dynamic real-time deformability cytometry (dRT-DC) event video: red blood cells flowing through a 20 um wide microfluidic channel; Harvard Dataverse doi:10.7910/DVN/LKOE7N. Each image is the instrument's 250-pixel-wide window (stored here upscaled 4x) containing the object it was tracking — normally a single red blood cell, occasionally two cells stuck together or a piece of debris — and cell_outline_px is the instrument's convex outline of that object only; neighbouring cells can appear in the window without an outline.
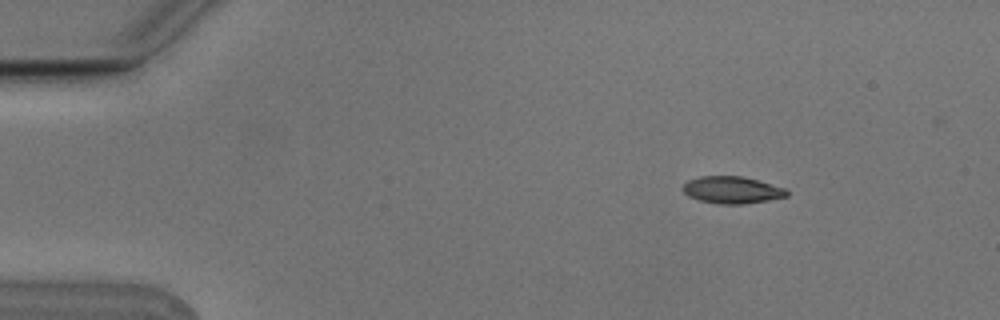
{"species": "Egyptian fruit bat (a non-hibernating species)", "species_latin": "Rousettus aegyptiacus", "temperature_condition": "cold", "stored_images_in_passage": 5, "camera_frame_rate_fps": 3000, "um_per_image_px": 0.085, "animal": {"sex": "male"}, "frame": {"image": 1, "passage_image": 2, "time_ms": 0.333, "image_size_px": [1000, 320], "cell_outline_px": [[788, 196], [768, 200], [744, 204], [720, 204], [700, 200], [688, 196], [680, 188], [688, 180], [700, 176], [740, 176], [788, 188]], "centroid_in_image_um": [62.22, 16.14], "position_along_channel_um": 22.8, "area_um2": 16.42}}